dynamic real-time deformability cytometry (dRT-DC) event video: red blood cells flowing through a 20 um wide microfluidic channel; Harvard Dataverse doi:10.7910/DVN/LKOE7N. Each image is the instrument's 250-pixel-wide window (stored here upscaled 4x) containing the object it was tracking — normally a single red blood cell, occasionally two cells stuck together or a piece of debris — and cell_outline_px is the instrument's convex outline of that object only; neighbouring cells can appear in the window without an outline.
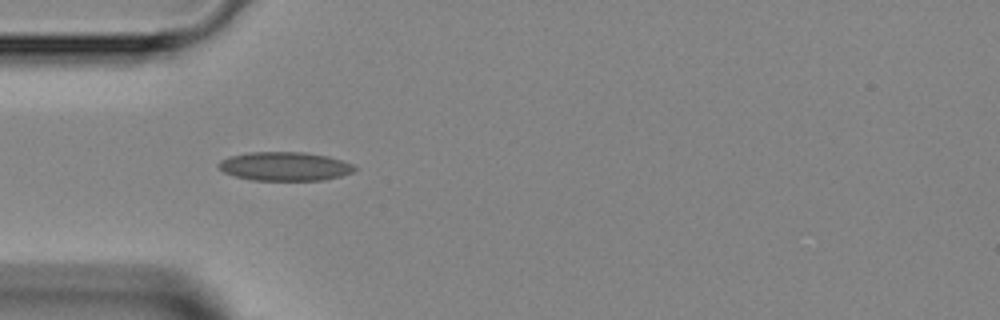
{"species": "Egyptian fruit bat (a non-hibernating species)", "species_latin": "Rousettus aegyptiacus", "temperature_condition": "room temperature", "stored_images_in_passage": 23, "camera_frame_rate_fps": 3000, "um_per_image_px": 0.085, "animal": {"sex": "female"}, "frame": {"image": 1, "passage_image": 3, "time_ms": 0.667, "image_size_px": [1000, 320], "cell_outline_px": [[356, 168], [352, 172], [340, 176], [320, 180], [252, 180], [236, 176], [224, 172], [216, 164], [220, 160], [228, 156], [248, 152], [304, 152], [328, 156], [352, 164]], "centroid_in_image_um": [24.16, 14.13], "position_along_channel_um": 60.8, "area_um2": 22.72}}
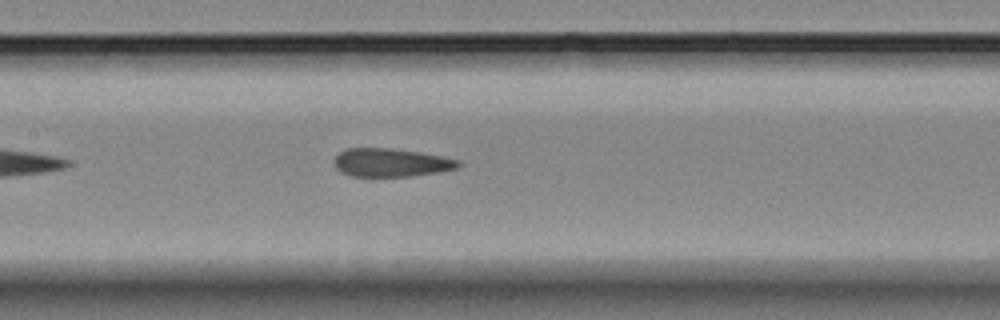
{"frame": {"image": 2, "passage_image": 11, "time_ms": 3.333, "image_size_px": [1000, 320], "cell_outline_px": [[460, 164], [456, 168], [436, 172], [408, 176], [352, 176], [340, 172], [336, 168], [332, 160], [340, 152], [348, 148], [392, 148], [420, 152], [460, 160]], "centroid_in_image_um": [33.18, 13.81], "position_along_channel_um": 174.2, "area_um2": 20.35}}
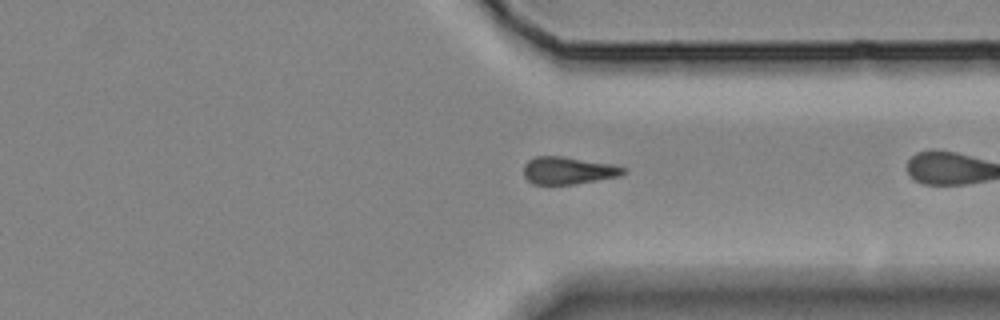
{"frame": {"image": 3, "passage_image": 22, "time_ms": 7.0, "image_size_px": [1000, 320], "cell_outline_px": [[628, 172], [620, 176], [572, 184], [532, 184], [524, 176], [524, 164], [528, 160], [536, 156], [560, 156], [616, 164], [628, 168]], "centroid_in_image_um": [48.35, 14.48], "position_along_channel_um": 363.1, "area_um2": 16.07}}